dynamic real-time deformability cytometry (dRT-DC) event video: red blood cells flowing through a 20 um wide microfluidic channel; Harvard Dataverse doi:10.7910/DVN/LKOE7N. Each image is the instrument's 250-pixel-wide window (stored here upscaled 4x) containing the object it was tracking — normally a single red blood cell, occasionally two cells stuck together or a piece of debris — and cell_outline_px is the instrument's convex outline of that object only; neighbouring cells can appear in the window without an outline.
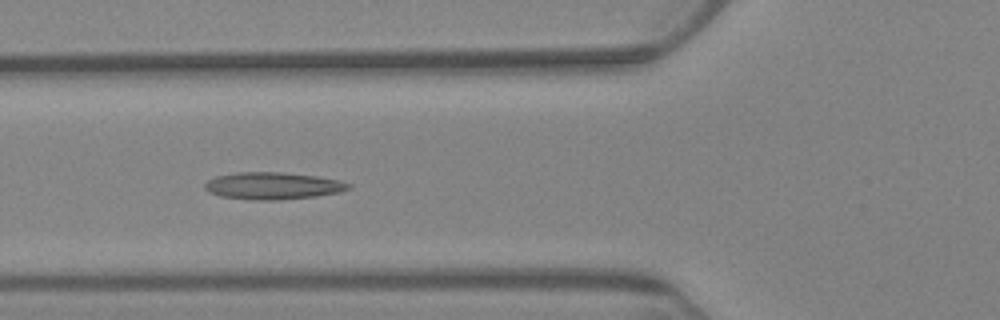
{"species": "Egyptian fruit bat (a non-hibernating species)", "species_latin": "Rousettus aegyptiacus", "temperature_condition": "warm", "stored_images_in_passage": 7, "camera_frame_rate_fps": 3000, "um_per_image_px": 0.085, "animal": {"sex": "female"}, "frame": {"image": 1, "passage_image": 6, "time_ms": 6.0, "image_size_px": [1000, 320], "cell_outline_px": [[352, 188], [340, 192], [316, 196], [280, 200], [256, 200], [220, 196], [208, 192], [204, 188], [204, 184], [208, 180], [216, 176], [236, 172], [280, 172], [316, 176], [340, 180], [352, 184]], "centroid_in_image_um": [23.2, 15.79], "position_along_channel_um": 102.6, "area_um2": 22.83}}
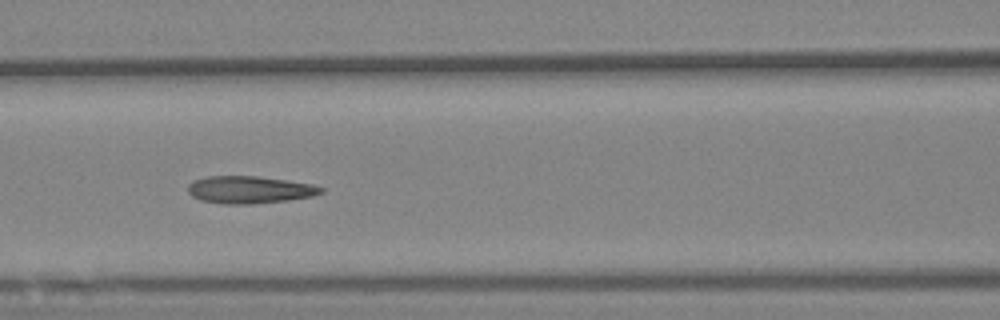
{"frame": {"image": 2, "passage_image": 7, "time_ms": 7.333, "image_size_px": [1000, 320], "cell_outline_px": [[324, 192], [312, 196], [288, 200], [252, 204], [224, 204], [200, 200], [192, 196], [188, 192], [188, 184], [192, 180], [208, 176], [256, 176], [312, 184], [324, 188]], "centroid_in_image_um": [21.18, 16.13], "position_along_channel_um": 145.4, "area_um2": 21.21}}